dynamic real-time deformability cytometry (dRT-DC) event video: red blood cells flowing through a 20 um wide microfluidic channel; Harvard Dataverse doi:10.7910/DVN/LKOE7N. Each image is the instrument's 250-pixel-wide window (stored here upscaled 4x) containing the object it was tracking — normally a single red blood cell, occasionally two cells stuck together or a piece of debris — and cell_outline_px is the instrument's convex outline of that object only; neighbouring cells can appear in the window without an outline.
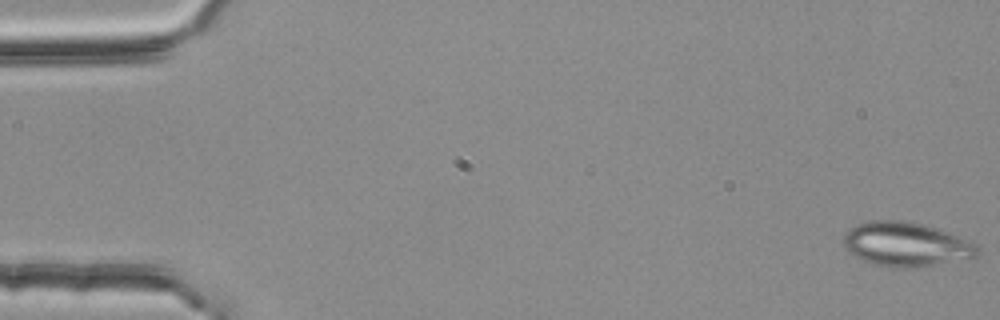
{"species": "common noctule bat (a hibernating species)", "species_latin": "Nyctalus noctula", "temperature_condition": "room temperature", "stored_images_in_passage": 54, "segment_of_instrument_passage": [1, 2], "camera_frame_rate_fps": 3000, "um_per_image_px": 0.085, "animal": {"sex": "female", "body_mass_g": 25.1}, "frame": {"image": 1, "passage_image": 1, "time_ms": 0.0, "image_size_px": [1000, 320], "cell_outline_px": [[980, 256], [976, 260], [908, 268], [888, 268], [872, 264], [848, 252], [844, 248], [844, 232], [848, 228], [856, 224], [872, 220], [904, 220], [920, 224], [956, 236], [976, 244], [980, 248]], "centroid_in_image_um": [77.04, 20.81], "position_along_channel_um": 8.0, "area_um2": 35.08}}